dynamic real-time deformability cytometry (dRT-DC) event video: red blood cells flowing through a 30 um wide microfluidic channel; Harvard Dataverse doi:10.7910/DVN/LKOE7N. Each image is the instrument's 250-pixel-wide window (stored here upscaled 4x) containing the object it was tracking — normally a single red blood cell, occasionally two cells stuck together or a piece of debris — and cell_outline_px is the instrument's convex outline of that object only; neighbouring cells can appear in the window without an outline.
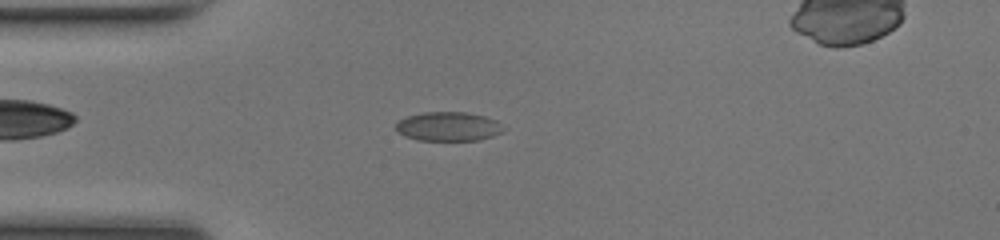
{"species": "common noctule bat (a hibernating species)", "species_latin": "Nyctalus noctula", "temperature_condition": "room temperature", "stored_images_in_passage": 49, "camera_frame_rate_fps": 3000, "um_per_image_px": 0.085, "animal": {"sex": "female", "body_mass_g": 17.0, "forearm_length_mm": 48.0}, "frame": {"image": 1, "passage_image": 12, "time_ms": 3.667, "image_size_px": [1000, 240], "cell_outline_px": [[504, 132], [480, 140], [416, 140], [404, 136], [396, 132], [396, 120], [408, 116], [424, 112], [464, 112], [484, 116], [496, 120], [504, 128]], "centroid_in_image_um": [38.08, 10.75], "position_along_channel_um": 46.9, "area_um2": 18.38}}
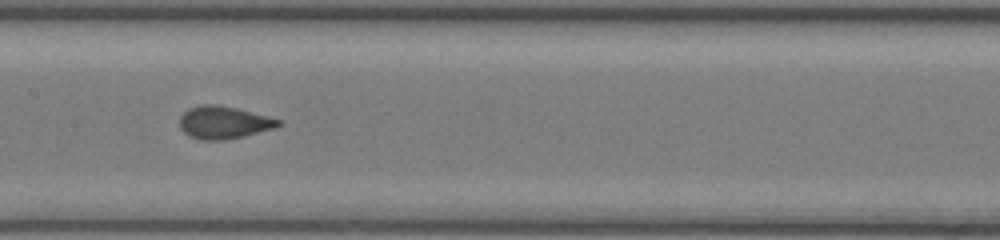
{"frame": {"image": 2, "passage_image": 23, "time_ms": 7.333, "image_size_px": [1000, 240], "cell_outline_px": [[284, 124], [276, 128], [244, 136], [224, 140], [200, 140], [188, 136], [180, 128], [180, 116], [188, 108], [200, 104], [216, 104], [236, 108], [280, 120]], "centroid_in_image_um": [19.0, 10.41], "position_along_channel_um": 188.4, "area_um2": 18.84}}
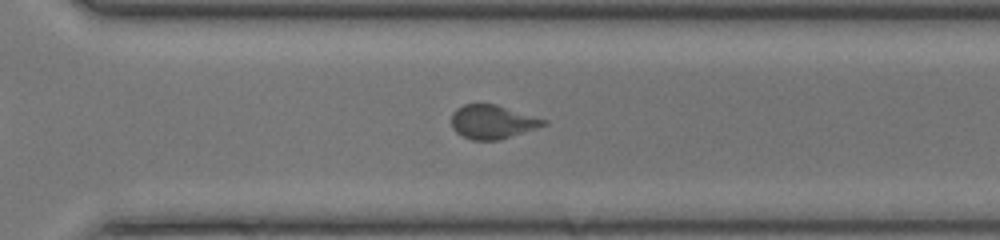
{"frame": {"image": 3, "passage_image": 33, "time_ms": 10.667, "image_size_px": [1000, 240], "cell_outline_px": [[548, 124], [500, 140], [472, 140], [456, 132], [452, 128], [452, 112], [456, 108], [464, 104], [496, 104], [548, 120]], "centroid_in_image_um": [41.86, 10.35], "position_along_channel_um": 328.7, "area_um2": 18.15}, "authors_computed_cell_mechanics": {"area_um2": 18.785, "velocity_mm_per_s": 4.2248, "shape_relaxation_time_tau1_ms": 7.3129, "shape_relaxation_time_tau2_ms": 0.6118, "deformation_change_tau1": 0.1491, "deformation_change_tau2": 0.0539}}